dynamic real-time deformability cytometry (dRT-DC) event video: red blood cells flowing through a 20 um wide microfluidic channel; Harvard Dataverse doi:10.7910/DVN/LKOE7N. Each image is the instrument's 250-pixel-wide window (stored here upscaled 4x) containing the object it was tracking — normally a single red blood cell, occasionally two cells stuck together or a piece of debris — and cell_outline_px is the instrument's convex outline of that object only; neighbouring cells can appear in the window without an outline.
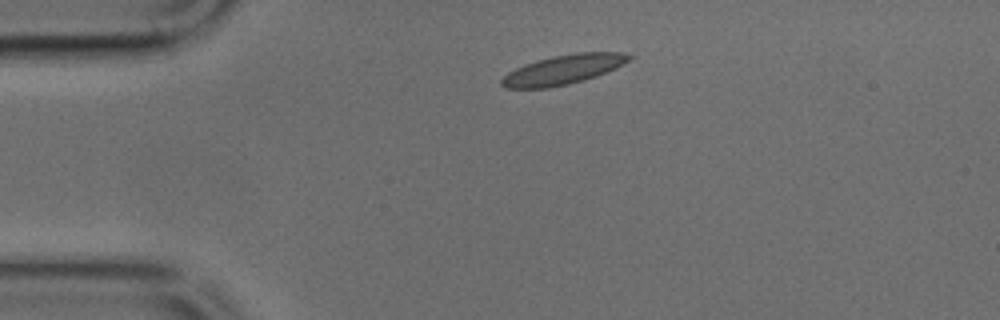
{"species": "common noctule bat (a hibernating species)", "species_latin": "Nyctalus noctula", "temperature_condition": "cold", "stored_images_in_passage": 9, "camera_frame_rate_fps": 3000, "um_per_image_px": 0.085, "animal": {"sex": "male", "body_mass_g": 17.9, "forearm_length_mm": 54.2}, "frame": {"image": 1, "passage_image": 1, "time_ms": 0.0, "image_size_px": [1000, 320], "cell_outline_px": [[632, 56], [628, 60], [596, 76], [584, 80], [568, 84], [548, 88], [504, 88], [500, 84], [500, 80], [508, 72], [524, 64], [536, 60], [552, 56], [576, 52], [620, 52]], "centroid_in_image_um": [47.78, 5.92], "position_along_channel_um": 37.2, "area_um2": 21.62}}